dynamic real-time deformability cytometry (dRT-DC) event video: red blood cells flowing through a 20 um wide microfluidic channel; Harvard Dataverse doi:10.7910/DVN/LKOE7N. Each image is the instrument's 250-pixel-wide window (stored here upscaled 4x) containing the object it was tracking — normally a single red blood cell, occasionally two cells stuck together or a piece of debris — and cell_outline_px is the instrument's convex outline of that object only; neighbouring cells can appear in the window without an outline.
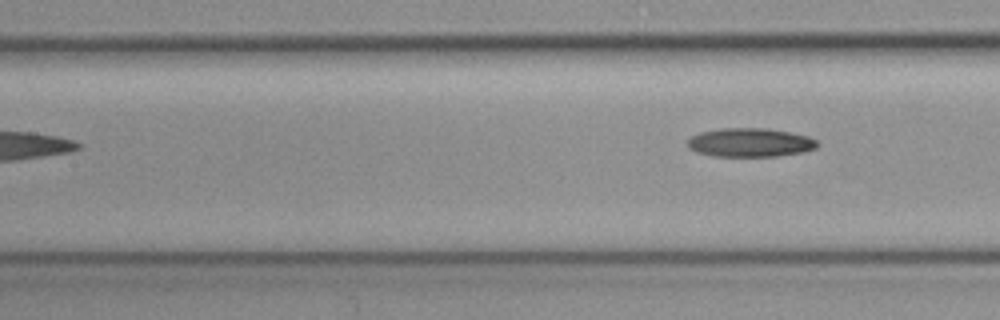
{"species": "common noctule bat (a hibernating species)", "species_latin": "Nyctalus noctula", "temperature_condition": "cold", "stored_images_in_passage": 4, "segment_of_instrument_passage": [2, 2], "camera_frame_rate_fps": 3000, "um_per_image_px": 0.085, "animal": {"sex": "female", "body_mass_g": 19.3, "forearm_length_mm": 54.1}, "frame": {"image": 1, "passage_image": 4, "time_ms": 1.0, "image_size_px": [1000, 320], "cell_outline_px": [[820, 144], [816, 148], [800, 152], [776, 156], [712, 156], [696, 152], [688, 148], [688, 140], [692, 136], [700, 132], [724, 128], [768, 128], [808, 136], [816, 140]], "centroid_in_image_um": [63.75, 12.11], "position_along_channel_um": 143.7, "area_um2": 21.68}}